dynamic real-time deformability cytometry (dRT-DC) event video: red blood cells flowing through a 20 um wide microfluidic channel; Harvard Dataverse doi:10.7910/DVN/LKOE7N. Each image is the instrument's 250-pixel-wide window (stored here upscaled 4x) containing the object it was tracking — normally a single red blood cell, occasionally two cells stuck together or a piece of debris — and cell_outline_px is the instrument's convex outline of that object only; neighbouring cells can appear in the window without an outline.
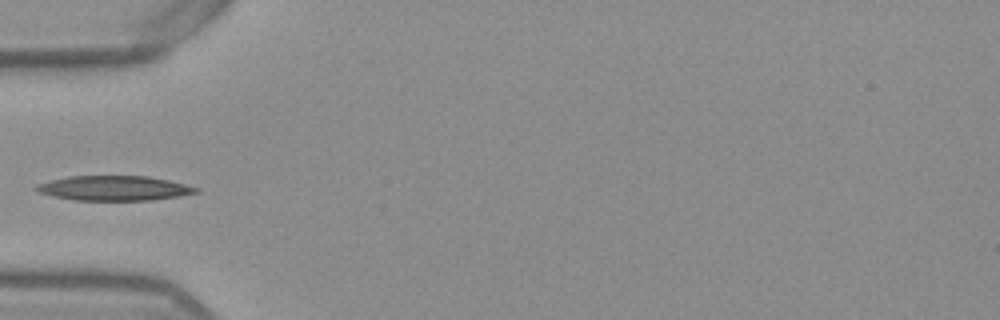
{"species": "Egyptian fruit bat (a non-hibernating species)", "species_latin": "Rousettus aegyptiacus", "temperature_condition": "warm", "stored_images_in_passage": 35, "camera_frame_rate_fps": 3000, "um_per_image_px": 0.085, "frame": {"image": 1, "passage_image": 1, "time_ms": 0.0, "image_size_px": [1000, 320], "cell_outline_px": [[200, 192], [180, 196], [152, 200], [76, 200], [52, 196], [36, 192], [32, 188], [36, 184], [68, 176], [148, 176], [168, 180], [200, 188]], "centroid_in_image_um": [9.68, 15.99], "position_along_channel_um": 75.3, "area_um2": 23.18}}
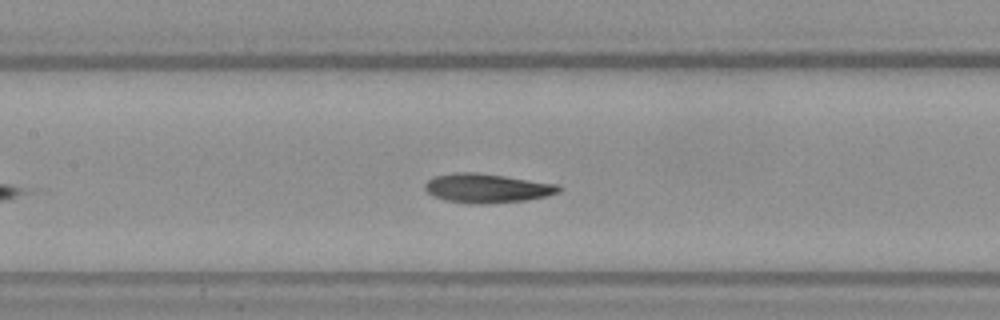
{"frame": {"image": 2, "passage_image": 8, "time_ms": 2.333, "image_size_px": [1000, 320], "cell_outline_px": [[564, 188], [560, 192], [548, 196], [528, 200], [484, 204], [468, 204], [444, 200], [432, 196], [424, 188], [424, 184], [428, 180], [436, 176], [456, 172], [476, 172], [560, 184]], "centroid_in_image_um": [41.43, 16.01], "position_along_channel_um": 166.0, "area_um2": 23.06}}
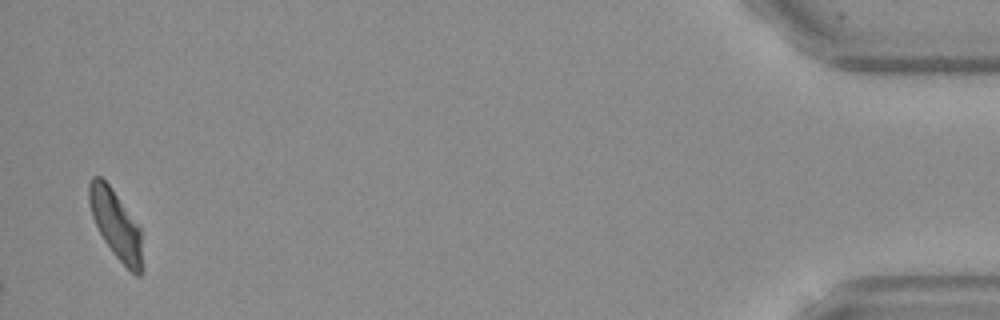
{"frame": {"image": 3, "passage_image": 35, "time_ms": 11.333, "image_size_px": [1000, 320], "cell_outline_px": [[140, 276], [136, 276], [112, 252], [104, 240], [92, 216], [88, 204], [88, 184], [92, 176], [100, 176], [112, 188], [140, 228]], "centroid_in_image_um": [9.78, 19.0], "position_along_channel_um": 425.4, "area_um2": 20.58}}